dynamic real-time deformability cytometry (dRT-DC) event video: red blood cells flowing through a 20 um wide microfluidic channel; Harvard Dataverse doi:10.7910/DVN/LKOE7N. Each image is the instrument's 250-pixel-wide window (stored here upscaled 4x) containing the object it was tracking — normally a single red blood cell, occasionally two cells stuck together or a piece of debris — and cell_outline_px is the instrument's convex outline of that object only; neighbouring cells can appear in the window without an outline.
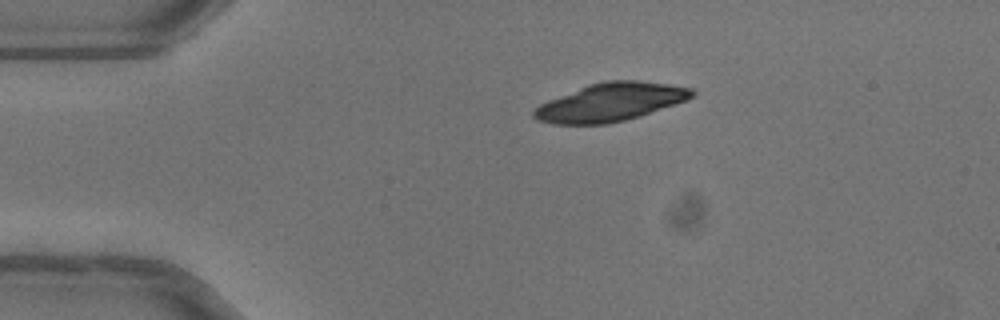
{"species": "common noctule bat (a hibernating species)", "species_latin": "Nyctalus noctula", "temperature_condition": "warm", "stored_images_in_passage": 41, "camera_frame_rate_fps": 3000, "um_per_image_px": 0.085, "animal": {"sex": "female"}, "frame": {"image": 1, "passage_image": 1, "time_ms": 0.0, "image_size_px": [1000, 320], "cell_outline_px": [[696, 96], [688, 100], [640, 116], [608, 124], [552, 124], [536, 120], [532, 116], [532, 112], [540, 104], [548, 100], [588, 84], [604, 80], [636, 80], [668, 84], [692, 88], [696, 92]], "centroid_in_image_um": [51.91, 8.68], "position_along_channel_um": 33.1, "area_um2": 35.37}}